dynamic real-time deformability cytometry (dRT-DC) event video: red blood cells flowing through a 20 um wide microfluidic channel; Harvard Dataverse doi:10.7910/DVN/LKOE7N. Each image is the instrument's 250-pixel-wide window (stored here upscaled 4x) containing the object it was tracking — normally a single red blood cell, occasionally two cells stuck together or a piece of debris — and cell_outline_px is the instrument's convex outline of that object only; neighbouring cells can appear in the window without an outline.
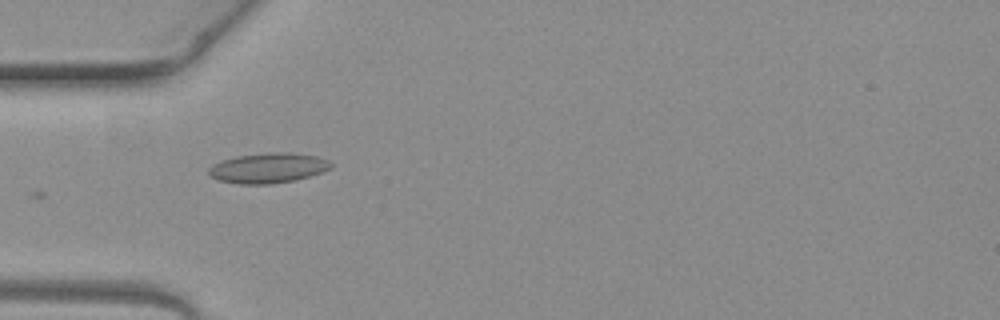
{"species": "common noctule bat (a hibernating species)", "species_latin": "Nyctalus noctula", "temperature_condition": "warm", "stored_images_in_passage": 7, "camera_frame_rate_fps": 3000, "um_per_image_px": 0.085, "animal": {"sex": "female", "body_mass_g": 19.3, "forearm_length_mm": 54.1}, "frame": {"image": 1, "passage_image": 6, "time_ms": 1.667, "image_size_px": [1000, 320], "cell_outline_px": [[332, 168], [324, 172], [292, 180], [268, 184], [240, 184], [220, 180], [212, 176], [208, 172], [208, 168], [212, 164], [236, 156], [268, 152], [288, 152], [316, 156], [328, 160], [332, 164]], "centroid_in_image_um": [22.8, 14.27], "position_along_channel_um": 62.2, "area_um2": 21.27}}
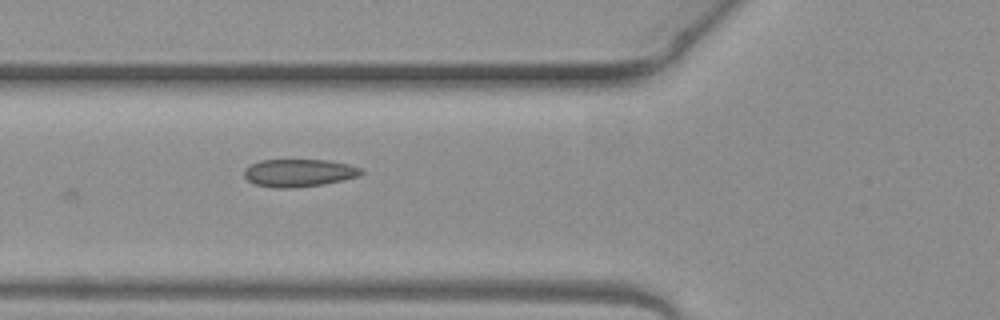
{"frame": {"image": 2, "passage_image": 7, "time_ms": 2.0, "image_size_px": [1000, 320], "cell_outline_px": [[364, 172], [360, 176], [324, 184], [288, 188], [272, 188], [256, 184], [248, 180], [244, 176], [244, 168], [260, 160], [328, 160], [348, 164], [364, 168]], "centroid_in_image_um": [25.44, 14.69], "position_along_channel_um": 100.4, "area_um2": 18.96}}